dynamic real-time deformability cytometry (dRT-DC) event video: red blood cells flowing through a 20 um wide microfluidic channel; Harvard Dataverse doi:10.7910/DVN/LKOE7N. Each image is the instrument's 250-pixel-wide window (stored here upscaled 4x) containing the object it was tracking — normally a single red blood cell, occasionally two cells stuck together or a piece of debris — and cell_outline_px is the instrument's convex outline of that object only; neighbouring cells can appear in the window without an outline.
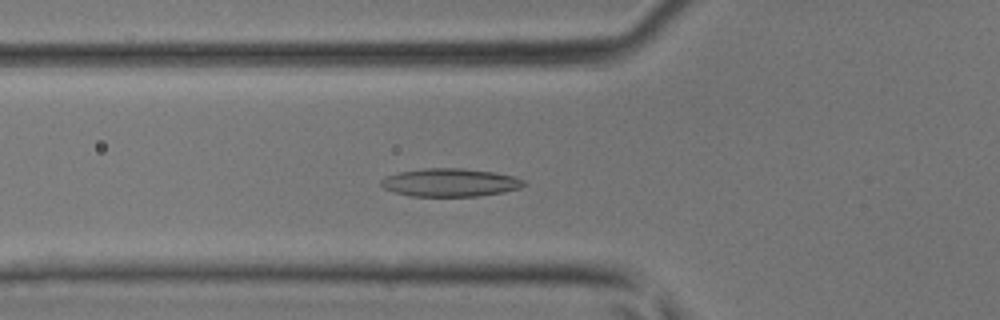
{"species": "common noctule bat (a hibernating species)", "species_latin": "Nyctalus noctula", "temperature_condition": "room temperature", "stored_images_in_passage": 34, "camera_frame_rate_fps": 3000, "um_per_image_px": 0.085, "animal": {"sex": "male", "body_mass_g": 17.9, "forearm_length_mm": 54.2}, "frame": {"image": 1, "passage_image": 5, "time_ms": 1.333, "image_size_px": [1000, 320], "cell_outline_px": [[524, 184], [520, 188], [504, 192], [480, 196], [408, 196], [384, 188], [380, 184], [380, 180], [388, 176], [400, 172], [424, 168], [464, 168], [492, 172], [512, 176], [524, 180]], "centroid_in_image_um": [38.26, 15.52], "position_along_channel_um": 87.5, "area_um2": 23.24}}
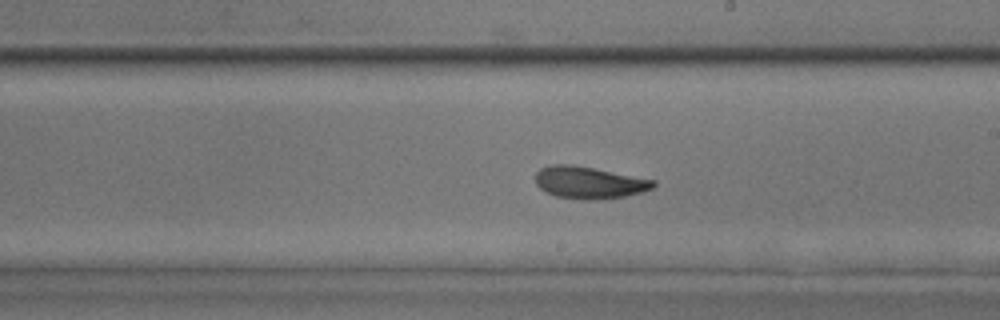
{"frame": {"image": 2, "passage_image": 15, "time_ms": 4.667, "image_size_px": [1000, 320], "cell_outline_px": [[656, 184], [652, 188], [644, 192], [624, 196], [596, 200], [588, 200], [556, 196], [544, 192], [536, 184], [536, 172], [540, 168], [552, 164], [568, 164], [592, 168], [656, 180]], "centroid_in_image_um": [50.06, 15.52], "position_along_channel_um": 238.9, "area_um2": 21.96}}
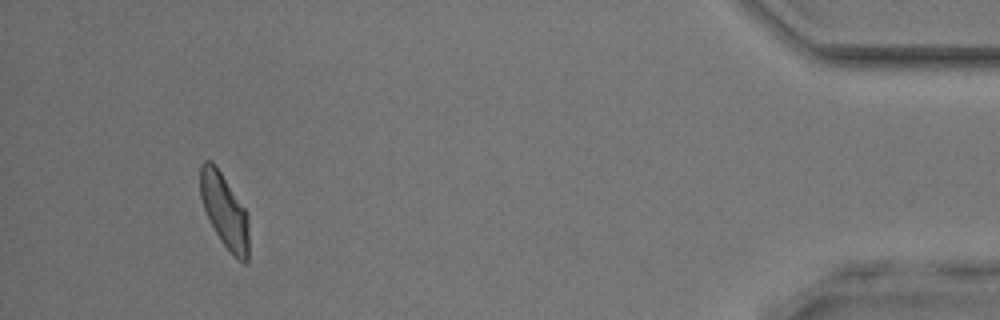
{"frame": {"image": 3, "passage_image": 31, "time_ms": 10.0, "image_size_px": [1000, 320], "cell_outline_px": [[248, 260], [244, 264], [232, 256], [220, 240], [208, 220], [200, 196], [200, 164], [204, 160], [212, 160], [244, 208], [248, 216]], "centroid_in_image_um": [19.07, 17.95], "position_along_channel_um": 416.1, "area_um2": 20.98}}